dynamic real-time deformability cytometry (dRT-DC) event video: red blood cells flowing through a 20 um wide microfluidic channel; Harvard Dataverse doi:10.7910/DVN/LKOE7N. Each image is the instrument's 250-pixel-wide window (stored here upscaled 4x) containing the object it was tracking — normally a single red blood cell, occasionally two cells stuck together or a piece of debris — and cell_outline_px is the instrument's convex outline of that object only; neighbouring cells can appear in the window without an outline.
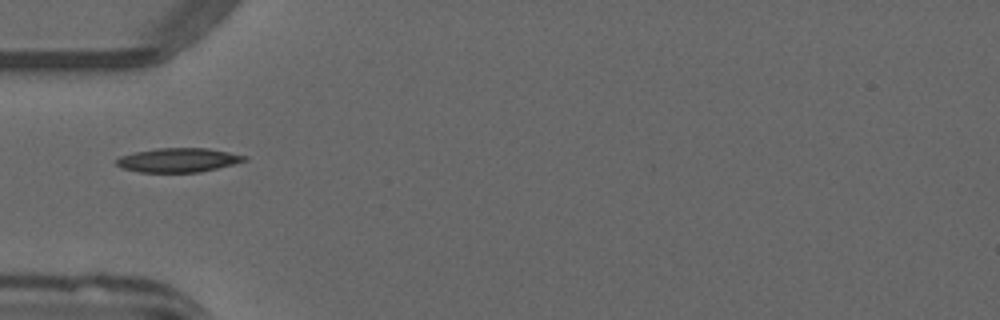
{"species": "common noctule bat (a hibernating species)", "species_latin": "Nyctalus noctula", "temperature_condition": "warm", "stored_images_in_passage": 2, "camera_frame_rate_fps": 3000, "um_per_image_px": 0.085, "animal": {"sex": "male", "forearm_length_mm": 52.5}, "frame": {"image": 1, "passage_image": 1, "time_ms": 0.0, "image_size_px": [1000, 320], "cell_outline_px": [[248, 160], [200, 172], [140, 172], [120, 168], [116, 164], [116, 160], [120, 156], [136, 152], [156, 148], [208, 148], [248, 156]], "centroid_in_image_um": [15.14, 13.6], "position_along_channel_um": 69.9, "area_um2": 17.92}}
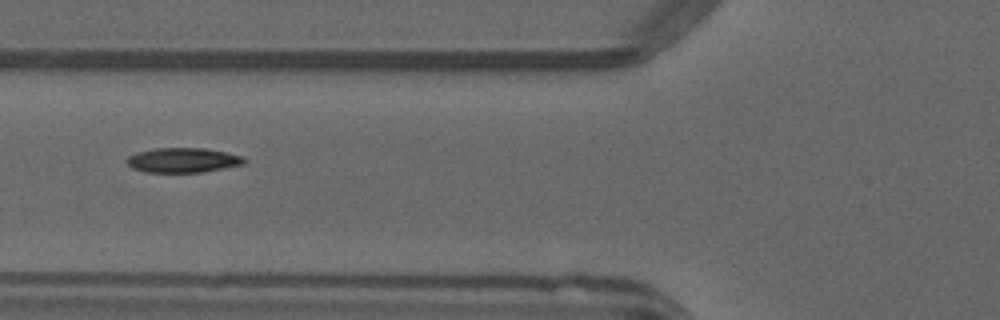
{"frame": {"image": 2, "passage_image": 2, "time_ms": 0.333, "image_size_px": [1000, 320], "cell_outline_px": [[248, 160], [244, 164], [200, 172], [144, 172], [132, 168], [124, 160], [128, 156], [136, 152], [156, 148], [204, 148], [244, 156]], "centroid_in_image_um": [15.52, 13.61], "position_along_channel_um": 110.3, "area_um2": 16.94}}